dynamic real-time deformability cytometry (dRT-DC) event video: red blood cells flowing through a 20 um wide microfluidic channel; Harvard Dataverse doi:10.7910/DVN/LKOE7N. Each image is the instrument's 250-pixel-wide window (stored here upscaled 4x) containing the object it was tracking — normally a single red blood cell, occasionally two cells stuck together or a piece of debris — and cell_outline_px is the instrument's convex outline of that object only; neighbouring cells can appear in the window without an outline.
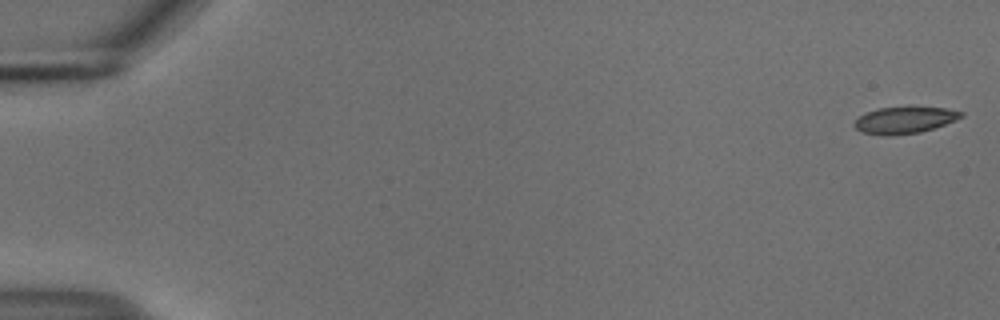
{"species": "common noctule bat (a hibernating species)", "species_latin": "Nyctalus noctula", "temperature_condition": "cold", "stored_images_in_passage": 55, "camera_frame_rate_fps": 3000, "um_per_image_px": 0.085, "animal": {"sex": "male", "body_mass_g": 18.8}, "frame": {"image": 1, "passage_image": 1, "time_ms": 0.0, "image_size_px": [1000, 320], "cell_outline_px": [[964, 116], [956, 120], [920, 132], [892, 136], [860, 132], [852, 124], [860, 116], [868, 112], [880, 108], [908, 104], [912, 104], [944, 108], [964, 112]], "centroid_in_image_um": [76.91, 10.16], "position_along_channel_um": 8.1, "area_um2": 17.17}}
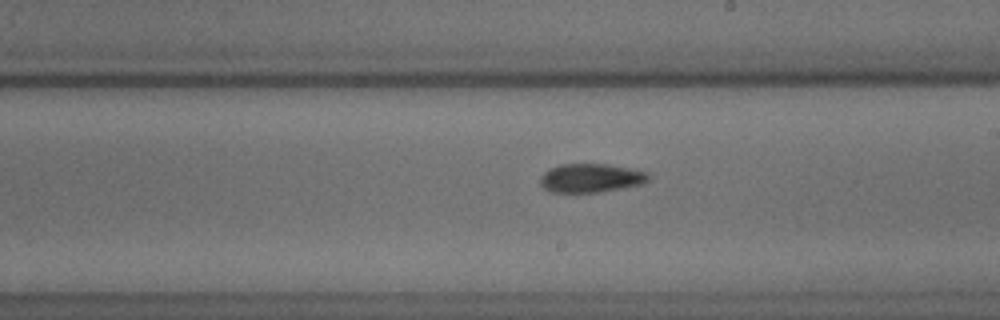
{"frame": {"image": 2, "passage_image": 32, "time_ms": 10.333, "image_size_px": [1000, 320], "cell_outline_px": [[652, 176], [644, 184], [600, 192], [552, 192], [544, 188], [540, 184], [540, 176], [544, 172], [560, 164], [608, 164], [636, 168], [648, 172]], "centroid_in_image_um": [50.3, 15.12], "position_along_channel_um": 238.7, "area_um2": 18.44}}
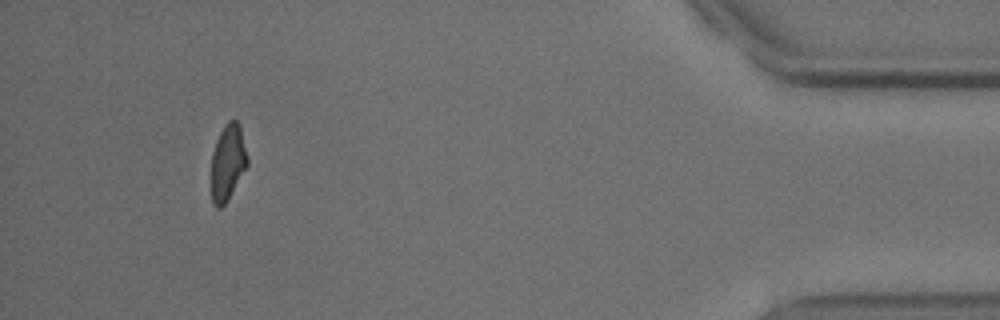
{"frame": {"image": 3, "passage_image": 51, "time_ms": 16.667, "image_size_px": [1000, 320], "cell_outline_px": [[248, 164], [228, 200], [220, 208], [216, 208], [212, 204], [212, 152], [216, 140], [224, 124], [228, 120], [236, 120], [240, 124], [248, 156]], "centroid_in_image_um": [19.37, 13.78], "position_along_channel_um": 415.8, "area_um2": 16.13}, "authors_computed_cell_mechanics": {"area_um2": 17.5134, "velocity_mm_per_s": 3.7269, "shape_relaxation_time_tau1_ms": 10.5562, "shape_relaxation_time_tau2_ms": 2.8635, "deformation_change_tau1": 0.2035, "deformation_change_tau2": 0.0887}}